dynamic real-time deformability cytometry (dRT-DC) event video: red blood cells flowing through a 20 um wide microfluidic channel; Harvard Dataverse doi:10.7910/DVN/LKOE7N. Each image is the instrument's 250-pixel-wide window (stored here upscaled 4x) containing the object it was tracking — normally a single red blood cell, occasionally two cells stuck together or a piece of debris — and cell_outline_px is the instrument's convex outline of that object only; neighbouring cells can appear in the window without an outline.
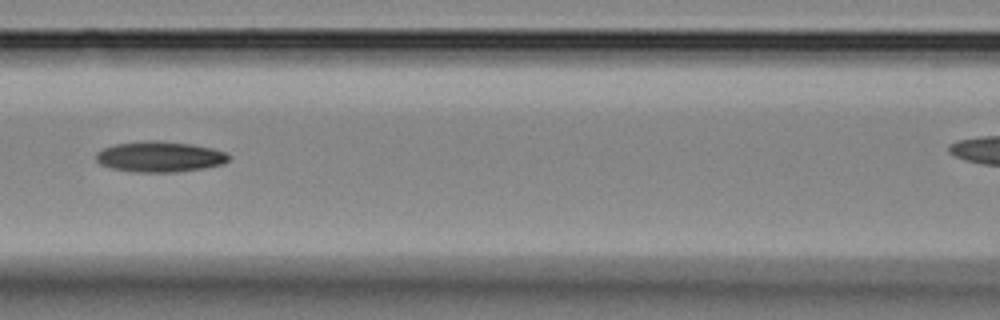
{"species": "Egyptian fruit bat (a non-hibernating species)", "species_latin": "Rousettus aegyptiacus", "temperature_condition": "room temperature", "stored_images_in_passage": 13, "camera_frame_rate_fps": 3000, "um_per_image_px": 0.085, "animal": {"sex": "female"}, "frame": {"image": 1, "passage_image": 6, "time_ms": 6.667, "image_size_px": [1000, 320], "cell_outline_px": [[232, 156], [224, 164], [204, 168], [176, 172], [132, 172], [108, 168], [100, 164], [96, 160], [96, 152], [104, 148], [116, 144], [148, 140], [152, 140], [192, 144], [212, 148], [224, 152]], "centroid_in_image_um": [13.57, 13.33], "position_along_channel_um": 153.0, "area_um2": 23.81}}
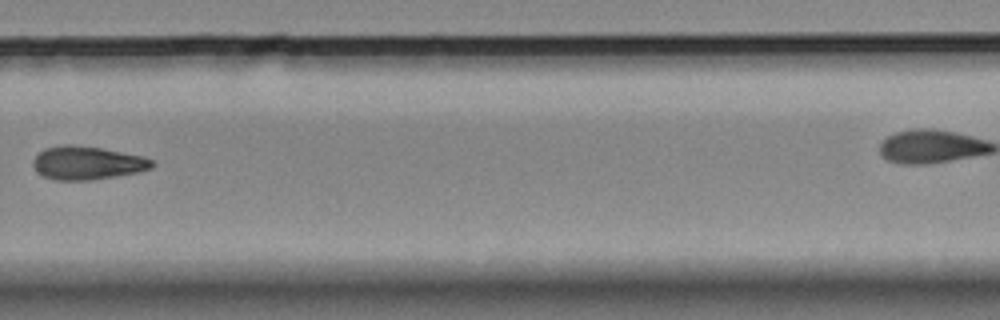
{"frame": {"image": 2, "passage_image": 10, "time_ms": 11.333, "image_size_px": [1000, 320], "cell_outline_px": [[156, 164], [152, 168], [140, 172], [92, 180], [56, 180], [44, 176], [36, 172], [32, 164], [32, 160], [44, 148], [60, 144], [72, 144], [100, 148], [140, 156], [152, 160]], "centroid_in_image_um": [7.39, 13.85], "position_along_channel_um": 322.4, "area_um2": 23.18}}
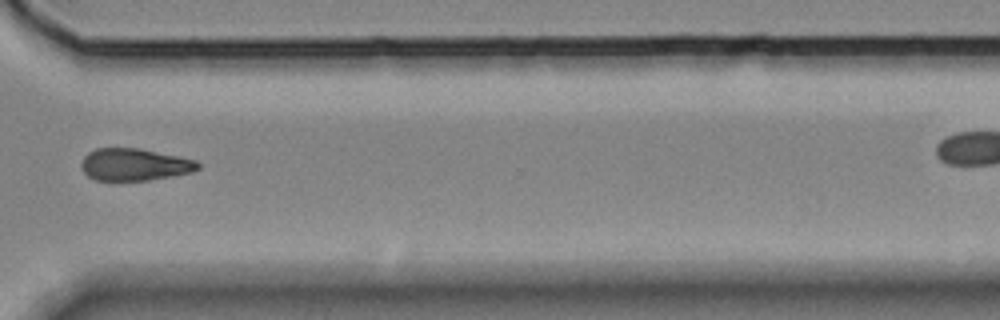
{"frame": {"image": 3, "passage_image": 11, "time_ms": 12.333, "image_size_px": [1000, 320], "cell_outline_px": [[200, 168], [192, 172], [172, 176], [148, 180], [96, 180], [88, 176], [80, 168], [80, 164], [84, 156], [88, 152], [96, 148], [140, 148], [196, 160], [200, 164]], "centroid_in_image_um": [11.41, 13.98], "position_along_channel_um": 359.2, "area_um2": 21.91}}